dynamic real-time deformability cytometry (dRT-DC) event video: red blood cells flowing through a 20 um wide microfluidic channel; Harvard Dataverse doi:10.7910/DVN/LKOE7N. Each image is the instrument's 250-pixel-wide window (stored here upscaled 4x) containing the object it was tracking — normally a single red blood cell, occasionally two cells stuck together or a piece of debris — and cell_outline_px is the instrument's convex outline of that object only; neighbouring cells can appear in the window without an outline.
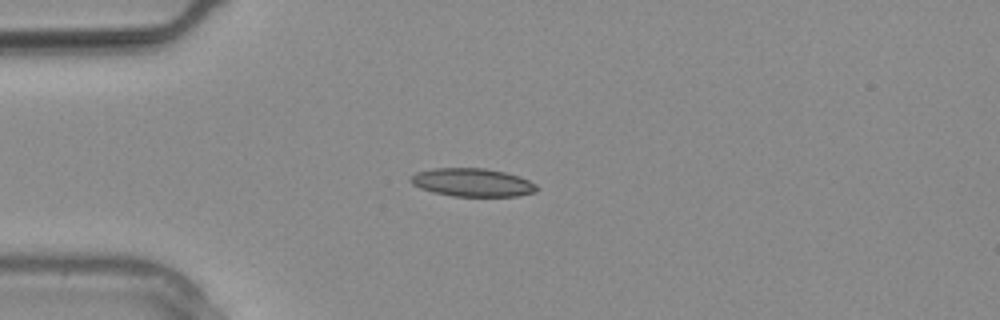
{"species": "common noctule bat (a hibernating species)", "species_latin": "Nyctalus noctula", "temperature_condition": "warm", "stored_images_in_passage": 17, "camera_frame_rate_fps": 3000, "um_per_image_px": 0.085, "animal": {"sex": "male", "body_mass_g": 20.4}, "frame": {"image": 1, "passage_image": 6, "time_ms": 1.667, "image_size_px": [1000, 320], "cell_outline_px": [[540, 188], [536, 192], [520, 196], [452, 196], [432, 192], [420, 188], [412, 184], [408, 180], [416, 172], [432, 168], [484, 168], [504, 172], [520, 176], [536, 184]], "centroid_in_image_um": [40.16, 15.51], "position_along_channel_um": 44.8, "area_um2": 20.92}}
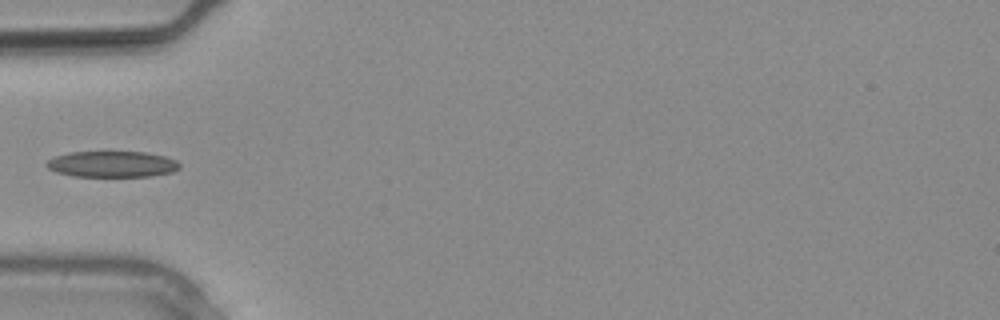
{"frame": {"image": 2, "passage_image": 8, "time_ms": 2.333, "image_size_px": [1000, 320], "cell_outline_px": [[180, 168], [172, 172], [152, 176], [72, 176], [56, 172], [48, 168], [44, 164], [48, 160], [56, 156], [68, 152], [144, 152], [164, 156], [176, 160], [180, 164]], "centroid_in_image_um": [9.52, 13.95], "position_along_channel_um": 75.5, "area_um2": 20.17}}